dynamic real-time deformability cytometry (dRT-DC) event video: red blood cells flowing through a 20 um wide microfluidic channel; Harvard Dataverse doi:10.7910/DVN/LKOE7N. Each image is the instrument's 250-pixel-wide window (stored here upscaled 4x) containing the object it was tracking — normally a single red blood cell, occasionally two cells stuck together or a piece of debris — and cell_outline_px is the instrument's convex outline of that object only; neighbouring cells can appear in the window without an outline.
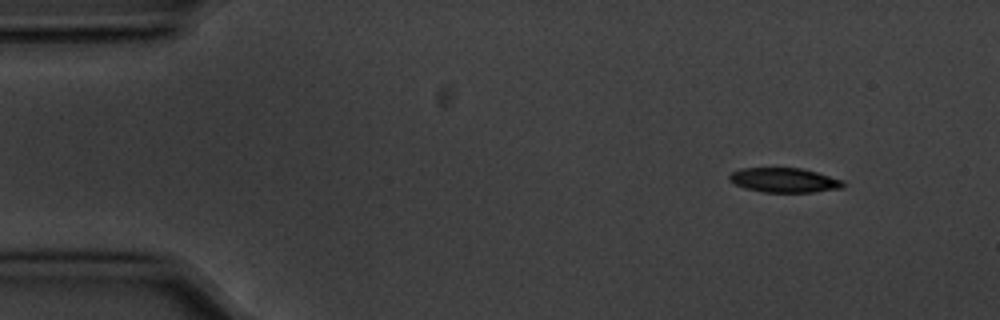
{"species": "common noctule bat (a hibernating species)", "species_latin": "Nyctalus noctula", "temperature_condition": "cold", "stored_images_in_passage": 5, "camera_frame_rate_fps": 3000, "um_per_image_px": 0.085, "animal": {"sex": "male", "body_mass_g": 20.1, "forearm_length_mm": 53.5}, "frame": {"image": 1, "passage_image": 1, "time_ms": 0.0, "image_size_px": [1000, 320], "cell_outline_px": [[844, 188], [812, 192], [764, 192], [744, 188], [728, 180], [728, 176], [732, 172], [740, 168], [800, 168], [816, 172], [844, 180]], "centroid_in_image_um": [66.66, 15.31], "position_along_channel_um": 18.3, "area_um2": 16.3}}